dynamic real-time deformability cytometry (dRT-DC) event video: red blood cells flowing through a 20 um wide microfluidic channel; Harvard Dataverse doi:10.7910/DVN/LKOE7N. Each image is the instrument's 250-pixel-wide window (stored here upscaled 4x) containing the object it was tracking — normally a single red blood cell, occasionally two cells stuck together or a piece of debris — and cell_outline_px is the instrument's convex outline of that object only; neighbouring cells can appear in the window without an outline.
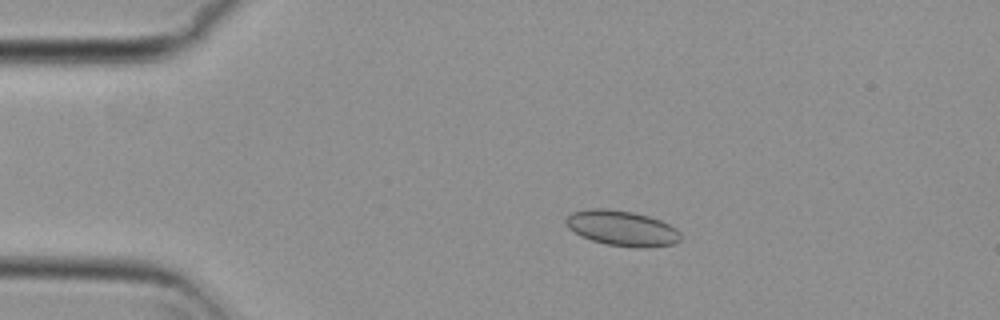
{"species": "common noctule bat (a hibernating species)", "species_latin": "Nyctalus noctula", "temperature_condition": "cold", "stored_images_in_passage": 43, "camera_frame_rate_fps": 3000, "um_per_image_px": 0.085, "animal": {"sex": "female", "body_mass_g": 29.2, "forearm_length_mm": 56.3}, "frame": {"image": 1, "passage_image": 7, "time_ms": 2.0, "image_size_px": [1000, 320], "cell_outline_px": [[680, 240], [672, 244], [652, 248], [632, 248], [604, 244], [580, 236], [568, 228], [564, 224], [564, 220], [572, 212], [596, 208], [604, 208], [632, 212], [648, 216], [660, 220], [676, 228], [680, 232]], "centroid_in_image_um": [52.86, 19.42], "position_along_channel_um": 32.1, "area_um2": 23.81}}
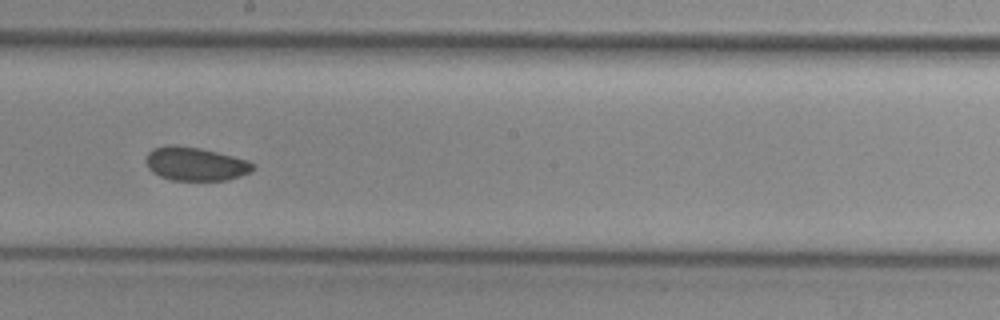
{"frame": {"image": 2, "passage_image": 27, "time_ms": 8.667, "image_size_px": [1000, 320], "cell_outline_px": [[256, 168], [240, 176], [224, 180], [172, 180], [160, 176], [152, 172], [148, 168], [144, 160], [148, 152], [152, 148], [172, 144], [200, 148], [248, 160]], "centroid_in_image_um": [16.55, 13.92], "position_along_channel_um": 231.6, "area_um2": 20.87}}
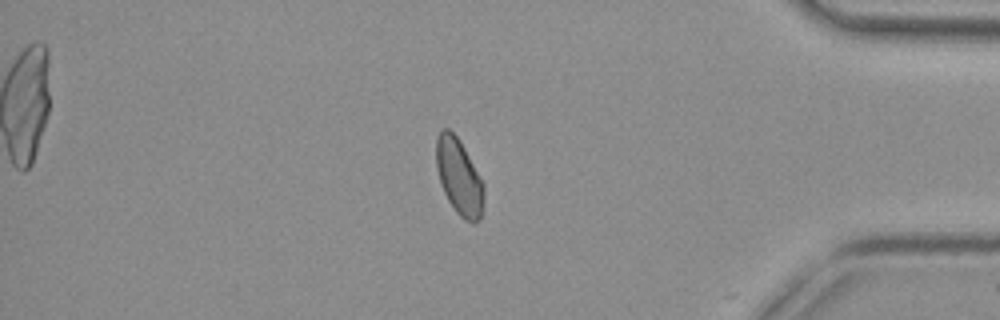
{"frame": {"image": 3, "passage_image": 43, "time_ms": 14.0, "image_size_px": [1000, 320], "cell_outline_px": [[484, 200], [480, 220], [472, 224], [464, 220], [456, 212], [448, 200], [440, 184], [436, 168], [436, 140], [440, 132], [444, 128], [448, 128], [456, 136], [464, 148], [484, 184]], "centroid_in_image_um": [39.02, 15.08], "position_along_channel_um": 396.2, "area_um2": 21.1}, "authors_computed_cell_mechanics": {"area_um2": 21.7328, "velocity_mm_per_s": 3.7166, "shape_relaxation_time_tau1_ms": 4.9925, "shape_relaxation_time_tau2_ms": 4.4129, "deformation_change_tau1": 0.0366, "deformation_change_tau2": 0.0608}}